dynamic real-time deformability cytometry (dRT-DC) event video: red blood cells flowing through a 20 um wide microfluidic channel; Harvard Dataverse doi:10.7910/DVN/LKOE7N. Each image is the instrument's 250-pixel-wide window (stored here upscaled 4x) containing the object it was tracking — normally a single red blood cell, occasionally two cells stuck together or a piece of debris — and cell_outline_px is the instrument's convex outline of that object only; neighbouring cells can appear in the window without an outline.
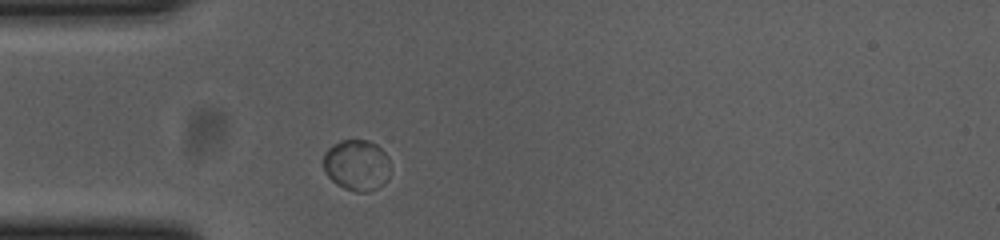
{"species": "common noctule bat (a hibernating species)", "species_latin": "Nyctalus noctula", "temperature_condition": "cold", "stored_images_in_passage": 41, "camera_frame_rate_fps": 3000, "um_per_image_px": 0.085, "animal": {"sex": "female", "body_mass_g": 23.0, "forearm_length_mm": 53.4}, "frame": {"image": 1, "passage_image": 1, "time_ms": 0.0, "image_size_px": [1000, 240], "cell_outline_px": [[388, 180], [384, 184], [368, 192], [356, 192], [344, 188], [336, 184], [324, 172], [320, 160], [324, 152], [332, 144], [340, 140], [368, 140], [376, 144], [388, 156]], "centroid_in_image_um": [30.26, 14.03], "position_along_channel_um": 54.7, "area_um2": 20.29}}
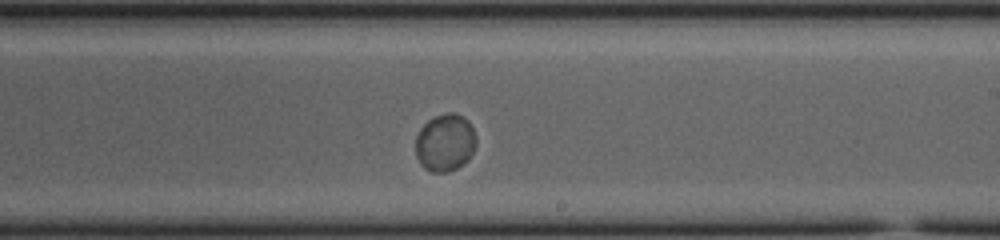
{"frame": {"image": 2, "passage_image": 18, "time_ms": 5.667, "image_size_px": [1000, 240], "cell_outline_px": [[476, 144], [468, 160], [464, 164], [448, 172], [432, 172], [424, 168], [420, 164], [416, 156], [416, 136], [420, 128], [432, 116], [448, 112], [452, 112], [468, 120], [472, 128], [476, 140]], "centroid_in_image_um": [37.81, 12.13], "position_along_channel_um": 251.2, "area_um2": 20.35}}
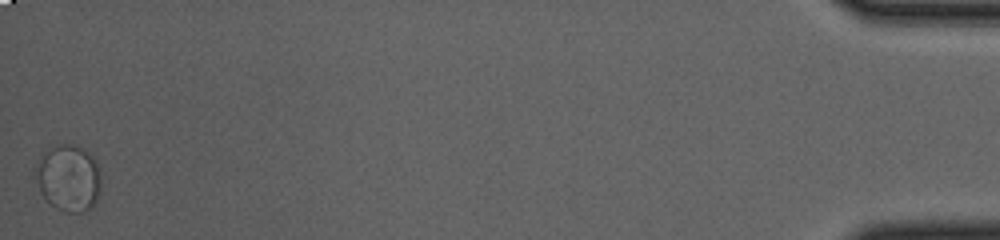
{"frame": {"image": 3, "passage_image": 41, "time_ms": 13.333, "image_size_px": [1000, 240], "cell_outline_px": [[100, 192], [96, 200], [88, 208], [80, 212], [64, 212], [48, 204], [40, 192], [36, 176], [36, 172], [40, 160], [44, 152], [56, 144], [72, 144], [88, 152], [96, 160], [100, 168]], "centroid_in_image_um": [5.84, 15.13], "position_along_channel_um": 429.4, "area_um2": 25.26}, "authors_computed_cell_mechanics": {"area_um2": 20.23, "velocity_mm_per_s": 3.5809, "shape_relaxation_time_tau1_ms": 2.893, "shape_relaxation_time_tau2_ms": null, "deformation_change_tau1": 0.0249, "deformation_change_tau2": null}}